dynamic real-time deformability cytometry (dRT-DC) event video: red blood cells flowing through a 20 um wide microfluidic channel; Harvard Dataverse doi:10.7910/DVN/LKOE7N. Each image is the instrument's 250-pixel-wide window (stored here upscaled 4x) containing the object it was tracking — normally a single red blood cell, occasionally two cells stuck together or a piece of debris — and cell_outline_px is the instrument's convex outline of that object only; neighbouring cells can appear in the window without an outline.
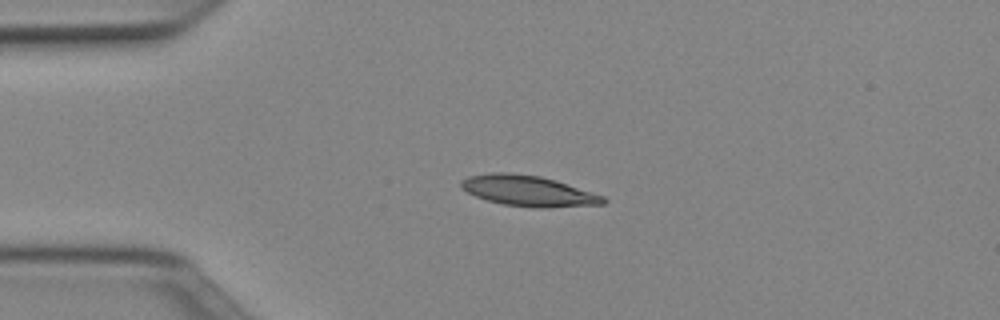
{"species": "Egyptian fruit bat (a non-hibernating species)", "species_latin": "Rousettus aegyptiacus", "temperature_condition": "cold", "stored_images_in_passage": 40, "camera_frame_rate_fps": 3000, "um_per_image_px": 0.085, "animal": {"sex": "female"}, "frame": {"image": 1, "passage_image": 1, "time_ms": 0.0, "image_size_px": [1000, 320], "cell_outline_px": [[608, 200], [604, 204], [548, 208], [532, 208], [504, 204], [488, 200], [476, 196], [460, 188], [460, 180], [468, 176], [492, 172], [508, 172], [540, 176], [556, 180], [604, 196]], "centroid_in_image_um": [44.91, 16.22], "position_along_channel_um": 40.1, "area_um2": 25.55}}
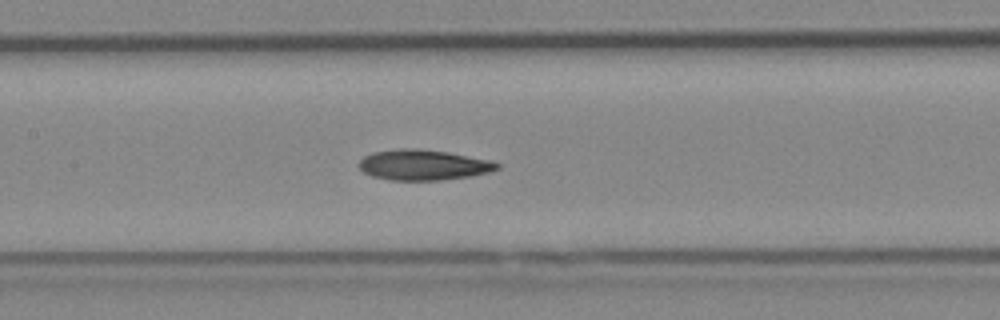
{"frame": {"image": 2, "passage_image": 13, "time_ms": 4.0, "image_size_px": [1000, 320], "cell_outline_px": [[500, 168], [488, 172], [472, 176], [440, 180], [388, 180], [372, 176], [364, 172], [356, 164], [364, 156], [372, 152], [400, 148], [416, 148], [448, 152], [492, 160], [500, 164]], "centroid_in_image_um": [35.98, 14.01], "position_along_channel_um": 171.4, "area_um2": 24.74}}
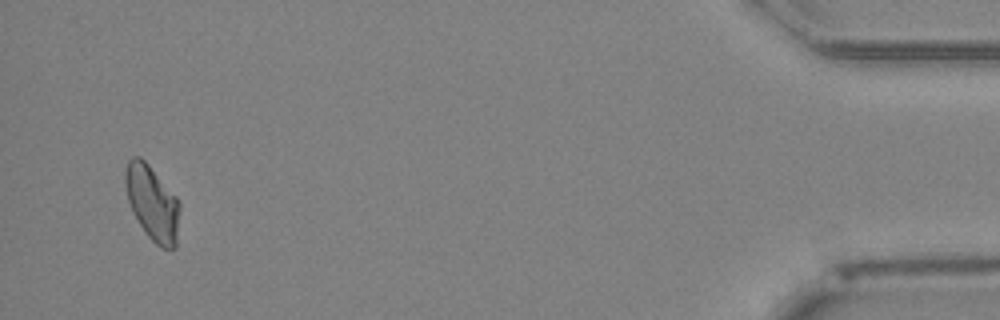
{"frame": {"image": 3, "passage_image": 38, "time_ms": 12.333, "image_size_px": [1000, 320], "cell_outline_px": [[180, 208], [176, 248], [160, 248], [148, 236], [132, 212], [128, 200], [124, 184], [124, 172], [128, 160], [132, 156], [140, 156], [148, 164], [176, 196], [180, 204]], "centroid_in_image_um": [12.94, 17.24], "position_along_channel_um": 422.3, "area_um2": 23.81}, "authors_computed_cell_mechanics": {"area_um2": 24.0159, "velocity_mm_per_s": 3.9734, "shape_relaxation_time_tau1_ms": 9.5412, "shape_relaxation_time_tau2_ms": 10.1418, "deformation_change_tau1": 0.2016, "deformation_change_tau2": 0.1807}}